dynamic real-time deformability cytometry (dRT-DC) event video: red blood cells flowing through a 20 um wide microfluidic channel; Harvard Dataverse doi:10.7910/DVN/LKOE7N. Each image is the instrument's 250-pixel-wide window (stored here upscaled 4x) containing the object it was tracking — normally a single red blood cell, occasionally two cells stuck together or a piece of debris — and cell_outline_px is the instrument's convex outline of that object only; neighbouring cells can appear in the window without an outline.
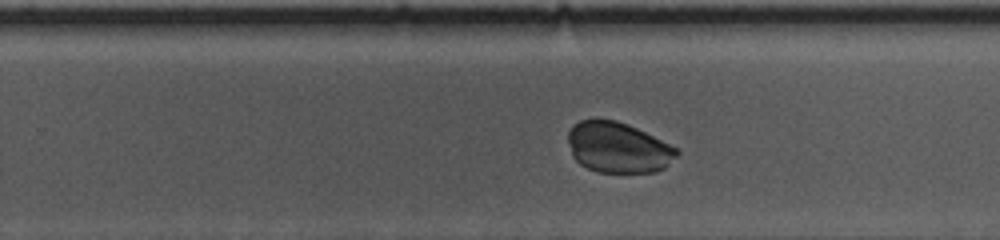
{"species": "common noctule bat (a hibernating species)", "species_latin": "Nyctalus noctula", "temperature_condition": "cold", "stored_images_in_passage": 37, "camera_frame_rate_fps": 3000, "um_per_image_px": 0.085, "animal": {"sex": "female", "body_mass_g": 10.0, "forearm_length_mm": 53.1}, "frame": {"image": 1, "passage_image": 28, "time_ms": 9.0, "image_size_px": [1000, 240], "cell_outline_px": [[680, 152], [664, 168], [656, 172], [596, 172], [580, 164], [572, 156], [568, 140], [568, 132], [572, 124], [580, 120], [616, 120], [628, 124], [680, 148]], "centroid_in_image_um": [52.55, 12.54], "position_along_channel_um": 277.2, "area_um2": 32.19}}